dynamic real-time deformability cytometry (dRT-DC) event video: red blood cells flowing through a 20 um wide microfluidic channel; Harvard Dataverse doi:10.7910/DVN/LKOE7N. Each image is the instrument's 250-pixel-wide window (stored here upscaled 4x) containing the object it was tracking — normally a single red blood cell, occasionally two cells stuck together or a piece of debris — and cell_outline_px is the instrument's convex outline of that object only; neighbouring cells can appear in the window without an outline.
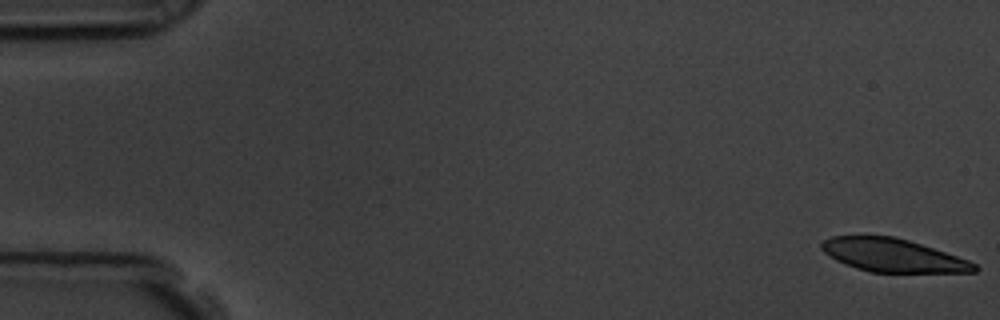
{"species": "common noctule bat (a hibernating species)", "species_latin": "Nyctalus noctula", "temperature_condition": "room temperature", "stored_images_in_passage": 18, "camera_frame_rate_fps": 3000, "um_per_image_px": 0.085, "animal": {"sex": "male", "body_mass_g": 19.5, "forearm_length_mm": 54.6}, "frame": {"image": 1, "passage_image": 1, "time_ms": 0.0, "image_size_px": [1000, 320], "cell_outline_px": [[980, 268], [976, 272], [872, 272], [856, 268], [844, 264], [836, 260], [824, 252], [820, 248], [820, 244], [824, 240], [832, 236], [892, 236], [908, 240], [968, 260], [976, 264]], "centroid_in_image_um": [75.87, 21.71], "position_along_channel_um": 9.1, "area_um2": 29.25}}